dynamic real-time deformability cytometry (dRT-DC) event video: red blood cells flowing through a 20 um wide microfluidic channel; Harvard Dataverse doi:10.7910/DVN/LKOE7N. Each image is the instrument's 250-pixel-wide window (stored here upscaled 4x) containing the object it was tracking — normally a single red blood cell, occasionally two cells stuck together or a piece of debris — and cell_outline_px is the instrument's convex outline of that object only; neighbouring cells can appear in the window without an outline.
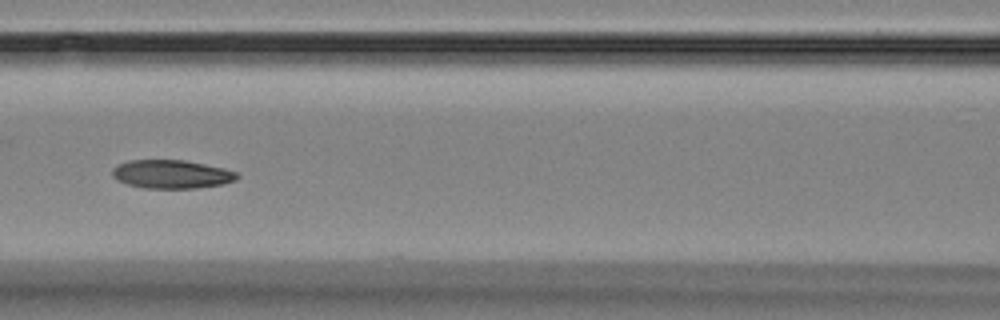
{"species": "Egyptian fruit bat (a non-hibernating species)", "species_latin": "Rousettus aegyptiacus", "temperature_condition": "room temperature", "stored_images_in_passage": 7, "camera_frame_rate_fps": 3000, "um_per_image_px": 0.085, "animal": {"sex": "female"}, "frame": {"image": 1, "passage_image": 4, "time_ms": 3.333, "image_size_px": [1000, 320], "cell_outline_px": [[240, 176], [236, 180], [224, 184], [196, 188], [140, 188], [116, 180], [112, 176], [112, 168], [116, 164], [128, 160], [184, 160], [224, 168], [236, 172]], "centroid_in_image_um": [14.55, 14.81], "position_along_channel_um": 152.0, "area_um2": 20.92}}
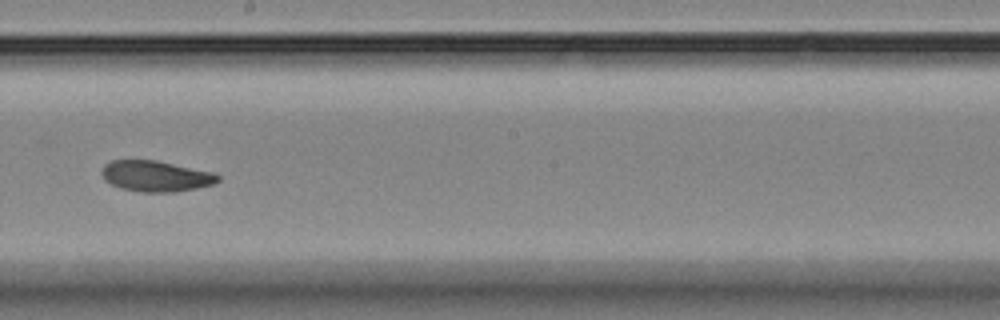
{"frame": {"image": 2, "passage_image": 6, "time_ms": 5.667, "image_size_px": [1000, 320], "cell_outline_px": [[220, 180], [212, 184], [196, 188], [176, 192], [140, 192], [120, 188], [104, 180], [100, 172], [104, 164], [112, 160], [156, 160], [212, 172], [220, 176]], "centroid_in_image_um": [13.21, 14.97], "position_along_channel_um": 235.0, "area_um2": 20.92}}
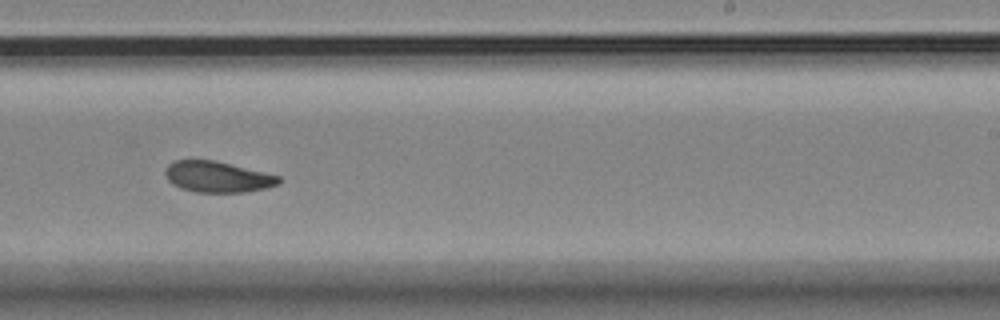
{"frame": {"image": 3, "passage_image": 7, "time_ms": 6.667, "image_size_px": [1000, 320], "cell_outline_px": [[280, 184], [264, 188], [244, 192], [196, 192], [180, 188], [172, 184], [168, 180], [164, 172], [168, 164], [176, 160], [216, 160], [280, 176]], "centroid_in_image_um": [18.47, 15.03], "position_along_channel_um": 270.5, "area_um2": 20.46}}